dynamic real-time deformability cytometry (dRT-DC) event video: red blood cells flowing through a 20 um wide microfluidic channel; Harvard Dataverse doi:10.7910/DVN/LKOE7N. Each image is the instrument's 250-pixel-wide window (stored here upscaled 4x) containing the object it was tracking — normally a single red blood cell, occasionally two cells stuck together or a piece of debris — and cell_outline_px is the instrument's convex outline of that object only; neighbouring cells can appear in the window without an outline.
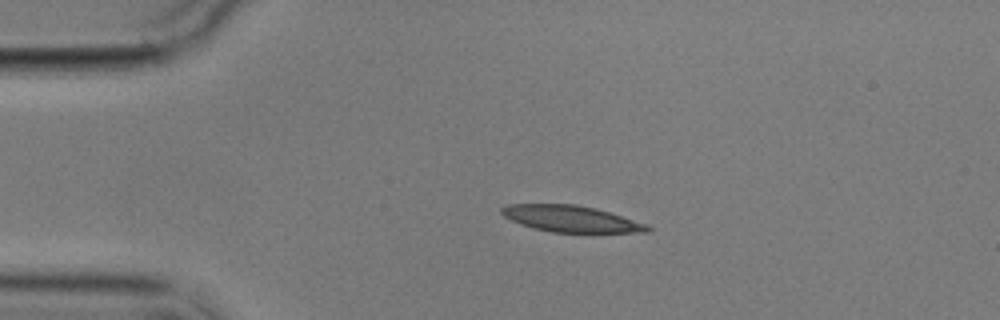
{"species": "common noctule bat (a hibernating species)", "species_latin": "Nyctalus noctula", "temperature_condition": "cold", "stored_images_in_passage": 14, "camera_frame_rate_fps": 3000, "um_per_image_px": 0.085, "animal": {"sex": "male", "body_mass_g": 17.9}, "frame": {"image": 1, "passage_image": 3, "time_ms": 2.667, "image_size_px": [1000, 320], "cell_outline_px": [[652, 232], [552, 232], [532, 228], [520, 224], [504, 216], [500, 212], [500, 208], [508, 204], [576, 204], [596, 208], [648, 224], [652, 228]], "centroid_in_image_um": [48.54, 18.59], "position_along_channel_um": 36.5, "area_um2": 22.48}}
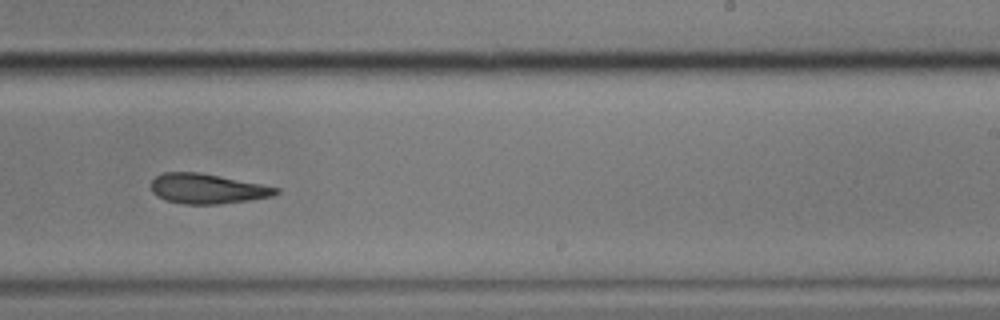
{"frame": {"image": 2, "passage_image": 9, "time_ms": 10.333, "image_size_px": [1000, 320], "cell_outline_px": [[280, 192], [272, 196], [248, 200], [220, 204], [184, 204], [164, 200], [156, 196], [152, 192], [152, 180], [156, 176], [164, 172], [200, 172], [280, 188]], "centroid_in_image_um": [17.59, 16.04], "position_along_channel_um": 271.4, "area_um2": 21.73}}
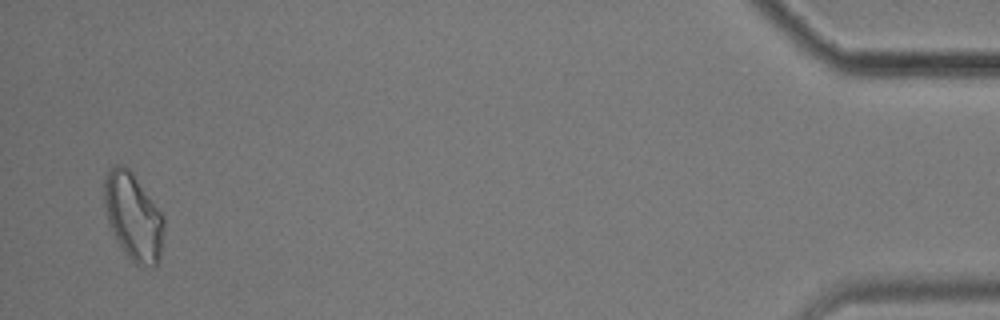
{"frame": {"image": 3, "passage_image": 14, "time_ms": 17.0, "image_size_px": [1000, 320], "cell_outline_px": [[164, 228], [160, 256], [156, 268], [152, 268], [136, 264], [128, 256], [116, 240], [112, 232], [108, 220], [104, 204], [104, 180], [108, 168], [116, 164], [120, 164], [128, 168], [132, 172], [164, 216]], "centroid_in_image_um": [11.33, 18.42], "position_along_channel_um": 423.9, "area_um2": 30.35}, "authors_computed_cell_mechanics": {"area_um2": 22.9755, "velocity_mm_per_s": 3.5182, "shape_relaxation_time_tau1_ms": null, "shape_relaxation_time_tau2_ms": 5.9876, "deformation_change_tau1": null, "deformation_change_tau2": 0.1497}}